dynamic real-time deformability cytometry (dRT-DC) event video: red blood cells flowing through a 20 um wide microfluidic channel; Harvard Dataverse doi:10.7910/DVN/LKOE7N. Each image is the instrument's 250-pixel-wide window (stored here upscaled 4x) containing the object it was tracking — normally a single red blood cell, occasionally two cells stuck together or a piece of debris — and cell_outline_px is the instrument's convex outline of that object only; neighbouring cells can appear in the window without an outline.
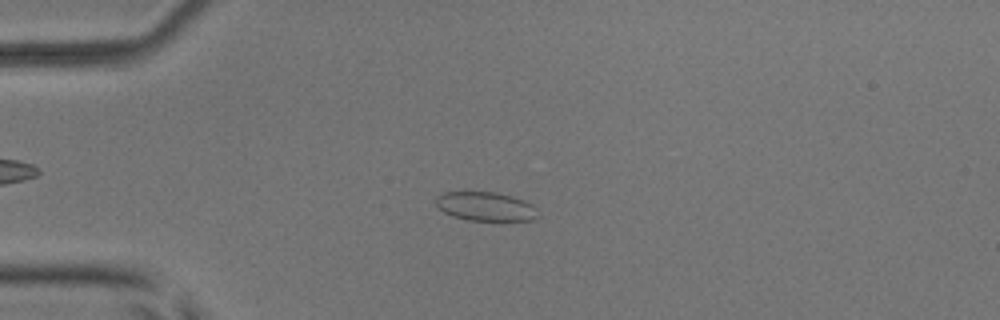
{"species": "common noctule bat (a hibernating species)", "species_latin": "Nyctalus noctula", "temperature_condition": "room temperature", "stored_images_in_passage": 32, "camera_frame_rate_fps": 3000, "um_per_image_px": 0.085, "animal": {"sex": "male", "body_mass_g": 17.9, "forearm_length_mm": 54.2}, "frame": {"image": 1, "passage_image": 13, "time_ms": 4.0, "image_size_px": [1000, 320], "cell_outline_px": [[540, 216], [532, 220], [468, 220], [452, 216], [444, 212], [436, 204], [436, 196], [444, 192], [496, 192], [512, 196], [524, 200], [532, 204], [536, 208]], "centroid_in_image_um": [41.3, 17.54], "position_along_channel_um": 43.7, "area_um2": 17.22}}
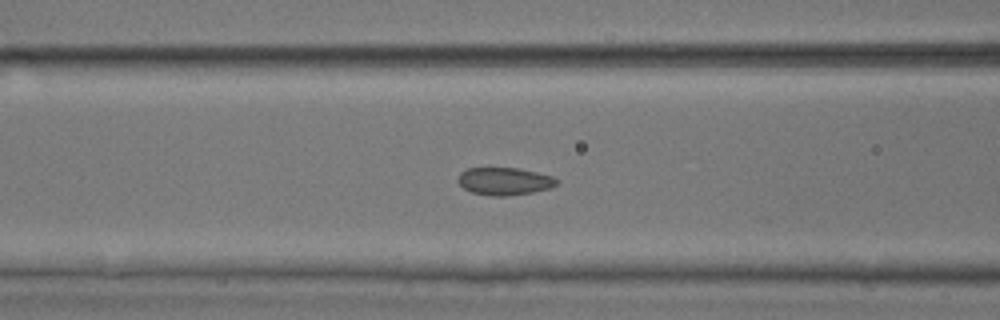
{"frame": {"image": 2, "passage_image": 21, "time_ms": 6.667, "image_size_px": [1000, 320], "cell_outline_px": [[560, 180], [552, 188], [532, 192], [504, 196], [492, 196], [472, 192], [464, 188], [456, 180], [460, 172], [468, 168], [520, 168], [552, 176]], "centroid_in_image_um": [42.88, 15.4], "position_along_channel_um": 123.7, "area_um2": 15.9}}
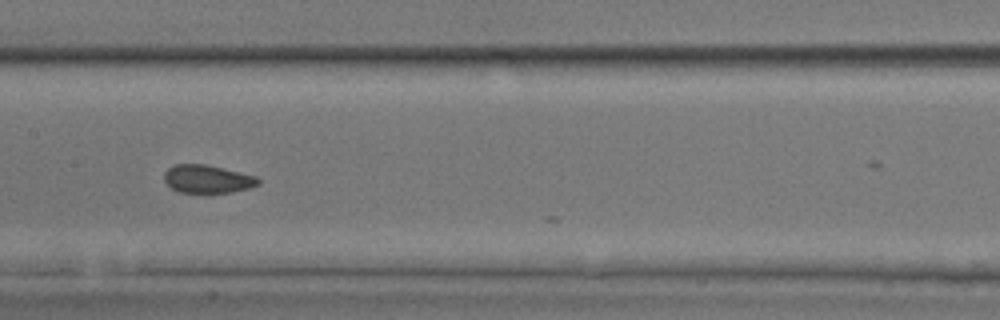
{"frame": {"image": 3, "passage_image": 26, "time_ms": 8.333, "image_size_px": [1000, 320], "cell_outline_px": [[260, 184], [248, 188], [228, 192], [180, 192], [172, 188], [164, 180], [164, 172], [168, 168], [176, 164], [204, 164], [256, 176], [260, 180]], "centroid_in_image_um": [17.62, 15.21], "position_along_channel_um": 189.8, "area_um2": 15.09}}